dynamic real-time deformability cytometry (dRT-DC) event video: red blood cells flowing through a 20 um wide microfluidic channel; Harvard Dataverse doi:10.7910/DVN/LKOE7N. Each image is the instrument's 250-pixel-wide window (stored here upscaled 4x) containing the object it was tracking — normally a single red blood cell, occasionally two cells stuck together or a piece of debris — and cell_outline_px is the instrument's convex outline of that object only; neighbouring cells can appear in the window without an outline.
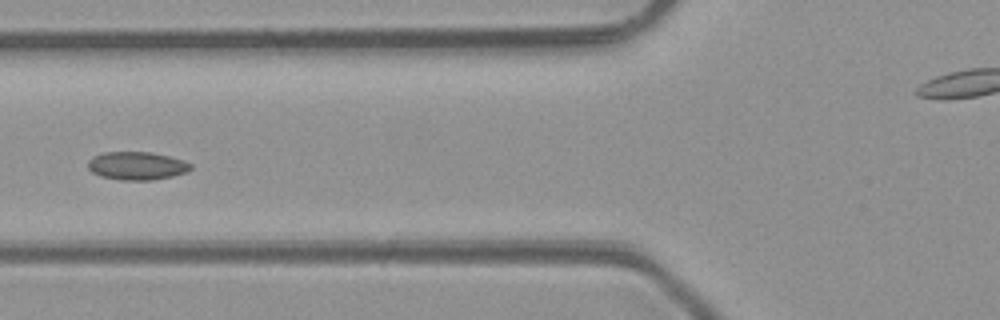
{"species": "common noctule bat (a hibernating species)", "species_latin": "Nyctalus noctula", "temperature_condition": "room temperature", "stored_images_in_passage": 4, "camera_frame_rate_fps": 3000, "um_per_image_px": 0.085, "animal": {"sex": "male", "body_mass_g": 23.1, "forearm_length_mm": 52.7}, "frame": {"image": 1, "passage_image": 4, "time_ms": 4.0, "image_size_px": [1000, 320], "cell_outline_px": [[192, 168], [188, 172], [172, 176], [152, 180], [120, 180], [100, 176], [92, 172], [88, 168], [88, 160], [92, 156], [104, 152], [152, 152], [168, 156], [192, 164]], "centroid_in_image_um": [11.61, 14.09], "position_along_channel_um": 114.2, "area_um2": 16.88}}